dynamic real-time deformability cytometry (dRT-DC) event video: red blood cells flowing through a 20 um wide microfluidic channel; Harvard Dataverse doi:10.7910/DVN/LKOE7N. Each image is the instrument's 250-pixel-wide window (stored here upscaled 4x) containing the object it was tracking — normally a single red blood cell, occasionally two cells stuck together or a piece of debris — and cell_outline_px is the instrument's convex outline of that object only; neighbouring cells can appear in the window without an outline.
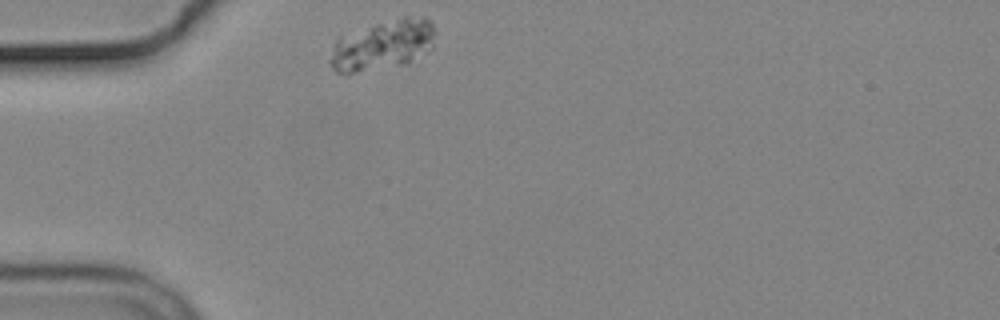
{"species": "common noctule bat (a hibernating species)", "species_latin": "Nyctalus noctula", "temperature_condition": "cold", "stored_images_in_passage": 1, "camera_frame_rate_fps": 3000, "um_per_image_px": 0.085, "animal": {"sex": "male", "body_mass_g": 19.2, "forearm_length_mm": 51.8}, "frame": {"image": 1, "passage_image": 1, "time_ms": 0.0, "image_size_px": [1000, 320], "cell_outline_px": [[436, 32], [432, 48], [408, 64], [356, 72], [336, 72], [332, 68], [328, 60], [336, 36], [376, 24], [404, 16], [424, 16], [432, 24]], "centroid_in_image_um": [32.53, 3.82], "position_along_channel_um": 52.5, "area_um2": 30.92}}